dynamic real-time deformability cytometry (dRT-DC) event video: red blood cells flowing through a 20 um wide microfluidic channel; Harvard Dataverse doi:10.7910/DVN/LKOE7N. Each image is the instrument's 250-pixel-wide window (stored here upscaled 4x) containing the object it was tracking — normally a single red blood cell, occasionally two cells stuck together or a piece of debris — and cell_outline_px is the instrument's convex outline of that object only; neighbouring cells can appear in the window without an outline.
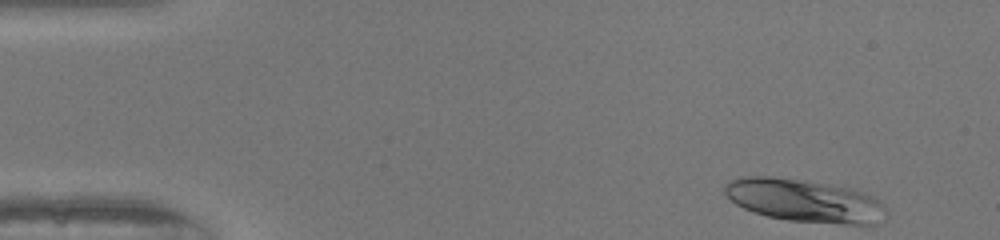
{"species": "human", "species_latin": "Homo sapiens", "temperature_condition": "warm", "stored_images_in_passage": 46, "camera_frame_rate_fps": 3000, "um_per_image_px": 0.085, "donor": {"sex": "female"}, "frame": {"image": 1, "passage_image": 1, "time_ms": 0.0, "image_size_px": [1000, 240], "cell_outline_px": [[888, 212], [884, 220], [876, 224], [840, 224], [788, 220], [768, 216], [744, 208], [736, 204], [724, 192], [724, 184], [728, 180], [740, 176], [772, 176], [808, 180], [852, 188], [876, 196], [884, 204]], "centroid_in_image_um": [68.44, 17.04], "position_along_channel_um": 16.6, "area_um2": 41.04}}
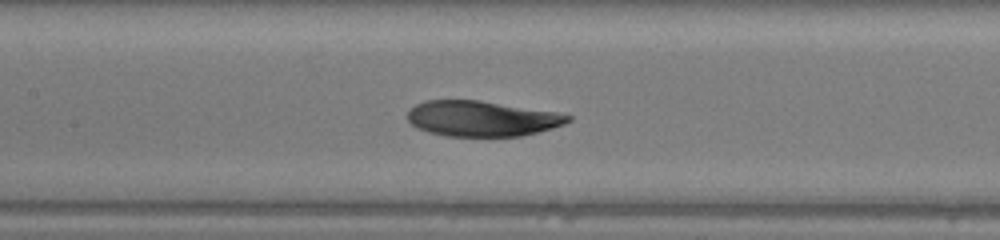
{"frame": {"image": 2, "passage_image": 20, "time_ms": 6.333, "image_size_px": [1000, 240], "cell_outline_px": [[572, 120], [564, 124], [552, 128], [520, 136], [444, 136], [428, 132], [416, 128], [408, 120], [408, 108], [424, 100], [480, 100], [556, 112], [572, 116]], "centroid_in_image_um": [40.92, 10.07], "position_along_channel_um": 166.5, "area_um2": 33.23}}
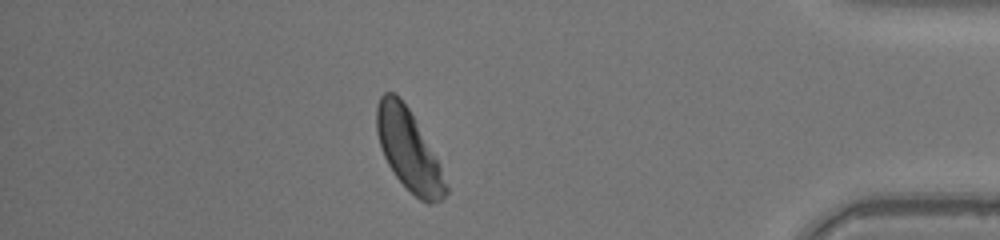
{"frame": {"image": 3, "passage_image": 40, "time_ms": 13.0, "image_size_px": [1000, 240], "cell_outline_px": [[448, 192], [440, 200], [432, 204], [428, 204], [420, 200], [396, 176], [388, 164], [384, 156], [376, 132], [376, 108], [380, 96], [384, 92], [396, 92], [400, 96], [408, 108], [436, 160], [440, 168], [448, 188]], "centroid_in_image_um": [34.69, 12.73], "position_along_channel_um": 400.5, "area_um2": 31.56}, "authors_computed_cell_mechanics": {"area_um2": 33.9864, "velocity_mm_per_s": 4.1173, "shape_relaxation_time_tau1_ms": 2.5665, "shape_relaxation_time_tau2_ms": 2.6523, "deformation_change_tau1": 0.1488, "deformation_change_tau2": 0.0696}}